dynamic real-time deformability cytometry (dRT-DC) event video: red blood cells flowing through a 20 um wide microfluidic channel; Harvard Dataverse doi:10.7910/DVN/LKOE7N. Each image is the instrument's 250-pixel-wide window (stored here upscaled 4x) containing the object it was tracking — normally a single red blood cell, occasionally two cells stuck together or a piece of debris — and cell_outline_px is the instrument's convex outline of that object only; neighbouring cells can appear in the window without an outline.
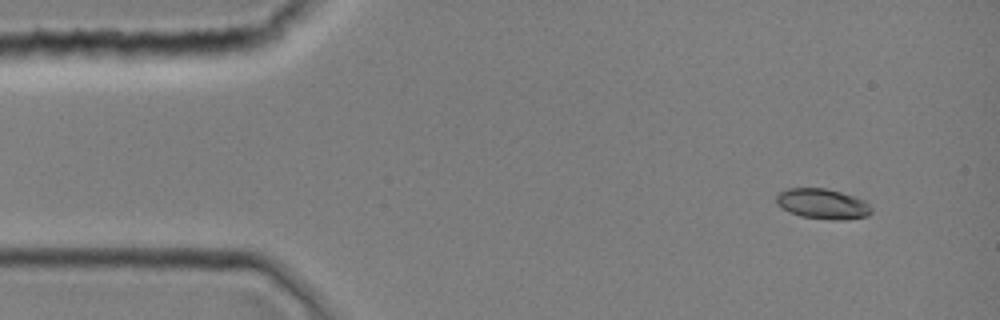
{"species": "common noctule bat (a hibernating species)", "species_latin": "Nyctalus noctula", "temperature_condition": "room temperature", "stored_images_in_passage": 3, "camera_frame_rate_fps": 3000, "um_per_image_px": 0.085, "animal": {"sex": "female", "body_mass_g": 19.0, "forearm_length_mm": 51.5}, "frame": {"image": 1, "passage_image": 1, "time_ms": 0.0, "image_size_px": [1000, 320], "cell_outline_px": [[872, 212], [868, 216], [844, 220], [832, 220], [800, 216], [788, 212], [780, 208], [776, 204], [776, 196], [780, 192], [788, 188], [824, 188], [840, 192], [864, 200], [872, 208]], "centroid_in_image_um": [69.9, 17.34], "position_along_channel_um": 15.1, "area_um2": 16.88}}